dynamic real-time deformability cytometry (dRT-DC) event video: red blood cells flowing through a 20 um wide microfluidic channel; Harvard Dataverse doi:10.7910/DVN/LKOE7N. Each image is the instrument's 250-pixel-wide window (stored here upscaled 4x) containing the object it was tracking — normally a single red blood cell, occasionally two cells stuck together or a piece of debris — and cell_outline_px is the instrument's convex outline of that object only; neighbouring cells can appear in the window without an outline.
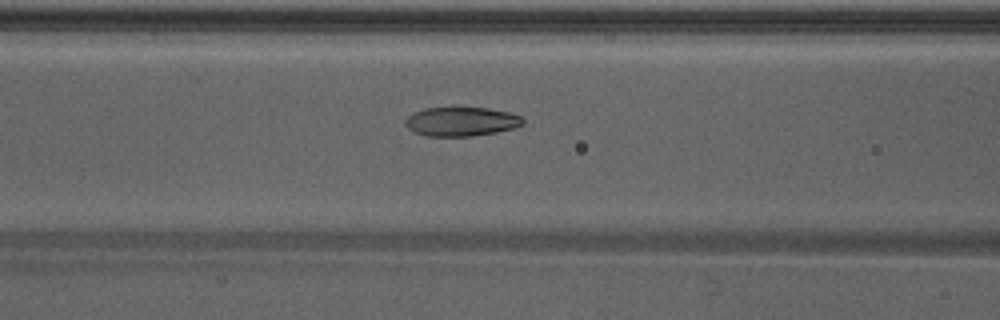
{"species": "Egyptian fruit bat (a non-hibernating species)", "species_latin": "Rousettus aegyptiacus", "temperature_condition": "warm", "stored_images_in_passage": 32, "camera_frame_rate_fps": 3000, "um_per_image_px": 0.085, "animal": {"sex": "male"}, "frame": {"image": 1, "passage_image": 10, "time_ms": 3.0, "image_size_px": [1000, 320], "cell_outline_px": [[524, 124], [516, 128], [496, 132], [472, 136], [424, 136], [408, 128], [404, 124], [404, 120], [412, 112], [424, 108], [488, 108], [508, 112], [520, 116], [524, 120]], "centroid_in_image_um": [39.2, 10.33], "position_along_channel_um": 127.4, "area_um2": 20.0}, "authors_computed_cell_mechanics": {"area_um2": 20.4901, "velocity_mm_per_s": 4.2886, "shape_relaxation_time_tau1_ms": 5.88, "shape_relaxation_time_tau2_ms": 1.0953, "deformation_change_tau1": 0.2108, "deformation_change_tau2": 0.0574}}